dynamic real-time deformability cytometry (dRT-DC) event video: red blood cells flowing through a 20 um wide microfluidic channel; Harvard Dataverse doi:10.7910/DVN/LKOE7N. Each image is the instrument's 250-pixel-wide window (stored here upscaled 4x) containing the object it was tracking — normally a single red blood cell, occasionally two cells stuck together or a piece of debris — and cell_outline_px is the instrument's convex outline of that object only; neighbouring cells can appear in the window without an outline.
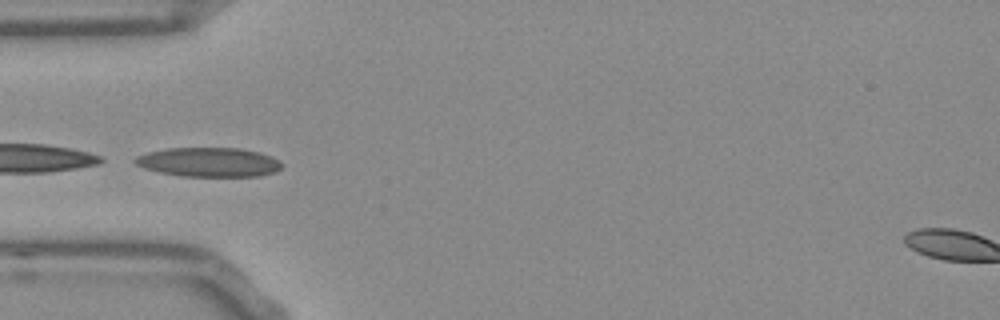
{"species": "Egyptian fruit bat (a non-hibernating species)", "species_latin": "Rousettus aegyptiacus", "temperature_condition": "room temperature", "stored_images_in_passage": 35, "camera_frame_rate_fps": 3000, "um_per_image_px": 0.085, "frame": {"image": 1, "passage_image": 1, "time_ms": 0.0, "image_size_px": [1000, 320], "cell_outline_px": [[284, 164], [276, 172], [260, 176], [180, 176], [160, 172], [144, 168], [136, 164], [132, 160], [136, 156], [148, 152], [168, 148], [240, 148], [272, 156], [280, 160]], "centroid_in_image_um": [17.77, 13.78], "position_along_channel_um": 67.2, "area_um2": 25.09}, "authors_computed_cell_mechanics": {"area_um2": 23.698, "velocity_mm_per_s": 3.7648, "shape_relaxation_time_tau1_ms": 7.4057, "shape_relaxation_time_tau2_ms": 1.9052, "deformation_change_tau1": 0.1658, "deformation_change_tau2": 0.0683}}